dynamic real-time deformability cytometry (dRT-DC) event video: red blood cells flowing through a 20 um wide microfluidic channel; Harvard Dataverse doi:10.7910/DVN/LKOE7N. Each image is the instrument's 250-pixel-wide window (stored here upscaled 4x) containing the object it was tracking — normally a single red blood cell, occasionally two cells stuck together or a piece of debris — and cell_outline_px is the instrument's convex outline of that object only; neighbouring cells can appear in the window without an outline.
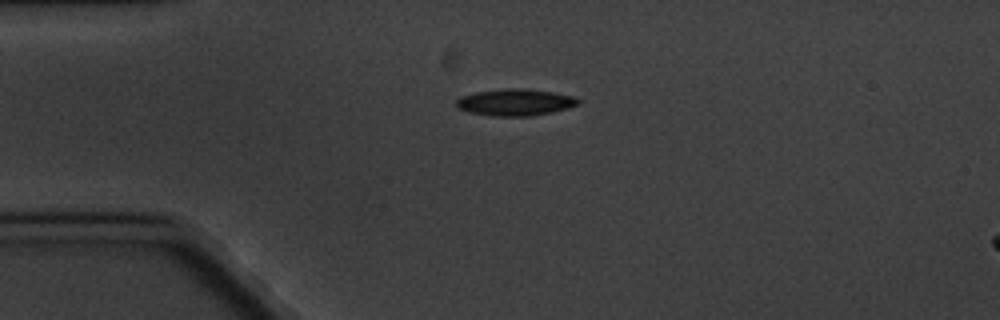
{"species": "common noctule bat (a hibernating species)", "species_latin": "Nyctalus noctula", "temperature_condition": "cold", "stored_images_in_passage": 5, "segment_of_instrument_passage": [1, 2], "camera_frame_rate_fps": 3000, "um_per_image_px": 0.085, "animal": {"sex": "male", "body_mass_g": 20.1, "forearm_length_mm": 53.5}, "frame": {"image": 1, "passage_image": 3, "time_ms": 2.333, "image_size_px": [1000, 320], "cell_outline_px": [[580, 104], [568, 108], [552, 112], [532, 116], [488, 116], [468, 112], [456, 108], [456, 100], [460, 96], [476, 92], [508, 88], [524, 88], [552, 92], [572, 96], [580, 100]], "centroid_in_image_um": [43.76, 8.7], "position_along_channel_um": 41.2, "area_um2": 19.13}}